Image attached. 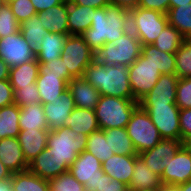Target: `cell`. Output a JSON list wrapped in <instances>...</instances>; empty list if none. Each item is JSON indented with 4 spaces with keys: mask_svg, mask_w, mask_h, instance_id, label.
Instances as JSON below:
<instances>
[{
    "mask_svg": "<svg viewBox=\"0 0 191 191\" xmlns=\"http://www.w3.org/2000/svg\"><path fill=\"white\" fill-rule=\"evenodd\" d=\"M10 67L0 58V80L9 79Z\"/></svg>",
    "mask_w": 191,
    "mask_h": 191,
    "instance_id": "f5cc1de1",
    "label": "cell"
},
{
    "mask_svg": "<svg viewBox=\"0 0 191 191\" xmlns=\"http://www.w3.org/2000/svg\"><path fill=\"white\" fill-rule=\"evenodd\" d=\"M160 177L162 184L171 185H179L191 180V151L186 145H183L168 160Z\"/></svg>",
    "mask_w": 191,
    "mask_h": 191,
    "instance_id": "5bb4252c",
    "label": "cell"
},
{
    "mask_svg": "<svg viewBox=\"0 0 191 191\" xmlns=\"http://www.w3.org/2000/svg\"><path fill=\"white\" fill-rule=\"evenodd\" d=\"M178 186L180 187L181 191H191V180L185 183L179 184Z\"/></svg>",
    "mask_w": 191,
    "mask_h": 191,
    "instance_id": "680465c9",
    "label": "cell"
},
{
    "mask_svg": "<svg viewBox=\"0 0 191 191\" xmlns=\"http://www.w3.org/2000/svg\"><path fill=\"white\" fill-rule=\"evenodd\" d=\"M88 135L77 133L67 127L49 131L47 148L49 154L69 168L80 153L86 149Z\"/></svg>",
    "mask_w": 191,
    "mask_h": 191,
    "instance_id": "5b68a950",
    "label": "cell"
},
{
    "mask_svg": "<svg viewBox=\"0 0 191 191\" xmlns=\"http://www.w3.org/2000/svg\"><path fill=\"white\" fill-rule=\"evenodd\" d=\"M13 191H49V181L33 174L29 169L17 172L10 178Z\"/></svg>",
    "mask_w": 191,
    "mask_h": 191,
    "instance_id": "1f68e13d",
    "label": "cell"
},
{
    "mask_svg": "<svg viewBox=\"0 0 191 191\" xmlns=\"http://www.w3.org/2000/svg\"><path fill=\"white\" fill-rule=\"evenodd\" d=\"M0 191H13L10 179L6 181H0Z\"/></svg>",
    "mask_w": 191,
    "mask_h": 191,
    "instance_id": "9f6ffc18",
    "label": "cell"
},
{
    "mask_svg": "<svg viewBox=\"0 0 191 191\" xmlns=\"http://www.w3.org/2000/svg\"><path fill=\"white\" fill-rule=\"evenodd\" d=\"M48 135L49 129L20 130L17 139L28 164L47 147Z\"/></svg>",
    "mask_w": 191,
    "mask_h": 191,
    "instance_id": "ac0fdd59",
    "label": "cell"
},
{
    "mask_svg": "<svg viewBox=\"0 0 191 191\" xmlns=\"http://www.w3.org/2000/svg\"><path fill=\"white\" fill-rule=\"evenodd\" d=\"M13 91L14 103L19 107L30 105L31 103H41V98L36 83L29 84L26 87H21V89Z\"/></svg>",
    "mask_w": 191,
    "mask_h": 191,
    "instance_id": "60d3db41",
    "label": "cell"
},
{
    "mask_svg": "<svg viewBox=\"0 0 191 191\" xmlns=\"http://www.w3.org/2000/svg\"><path fill=\"white\" fill-rule=\"evenodd\" d=\"M20 30V23L15 18L8 4L0 3V38L15 34Z\"/></svg>",
    "mask_w": 191,
    "mask_h": 191,
    "instance_id": "ab89813d",
    "label": "cell"
},
{
    "mask_svg": "<svg viewBox=\"0 0 191 191\" xmlns=\"http://www.w3.org/2000/svg\"><path fill=\"white\" fill-rule=\"evenodd\" d=\"M129 82L133 92V100L139 102L155 86L161 73L142 55L130 66Z\"/></svg>",
    "mask_w": 191,
    "mask_h": 191,
    "instance_id": "9c48e42d",
    "label": "cell"
},
{
    "mask_svg": "<svg viewBox=\"0 0 191 191\" xmlns=\"http://www.w3.org/2000/svg\"><path fill=\"white\" fill-rule=\"evenodd\" d=\"M142 45L132 30H128L113 42L105 43L97 52L95 60L111 65H132L141 55Z\"/></svg>",
    "mask_w": 191,
    "mask_h": 191,
    "instance_id": "3957f363",
    "label": "cell"
},
{
    "mask_svg": "<svg viewBox=\"0 0 191 191\" xmlns=\"http://www.w3.org/2000/svg\"><path fill=\"white\" fill-rule=\"evenodd\" d=\"M49 188V191H86L84 185L70 171L49 180Z\"/></svg>",
    "mask_w": 191,
    "mask_h": 191,
    "instance_id": "f35d334b",
    "label": "cell"
},
{
    "mask_svg": "<svg viewBox=\"0 0 191 191\" xmlns=\"http://www.w3.org/2000/svg\"><path fill=\"white\" fill-rule=\"evenodd\" d=\"M112 5L122 7L126 10H132L138 7L139 0H110Z\"/></svg>",
    "mask_w": 191,
    "mask_h": 191,
    "instance_id": "816d5d0a",
    "label": "cell"
},
{
    "mask_svg": "<svg viewBox=\"0 0 191 191\" xmlns=\"http://www.w3.org/2000/svg\"><path fill=\"white\" fill-rule=\"evenodd\" d=\"M0 58L11 68L35 60V48L19 30L15 34L0 38Z\"/></svg>",
    "mask_w": 191,
    "mask_h": 191,
    "instance_id": "7c38bea8",
    "label": "cell"
},
{
    "mask_svg": "<svg viewBox=\"0 0 191 191\" xmlns=\"http://www.w3.org/2000/svg\"><path fill=\"white\" fill-rule=\"evenodd\" d=\"M125 128L138 154L153 148L163 139L147 111L140 105L134 109Z\"/></svg>",
    "mask_w": 191,
    "mask_h": 191,
    "instance_id": "52a82bcc",
    "label": "cell"
},
{
    "mask_svg": "<svg viewBox=\"0 0 191 191\" xmlns=\"http://www.w3.org/2000/svg\"><path fill=\"white\" fill-rule=\"evenodd\" d=\"M141 55L146 60H149L159 70L161 75H175L176 59L174 53L163 52L153 44H147L142 45Z\"/></svg>",
    "mask_w": 191,
    "mask_h": 191,
    "instance_id": "83f0119b",
    "label": "cell"
},
{
    "mask_svg": "<svg viewBox=\"0 0 191 191\" xmlns=\"http://www.w3.org/2000/svg\"><path fill=\"white\" fill-rule=\"evenodd\" d=\"M138 7L167 14L170 8V0H139Z\"/></svg>",
    "mask_w": 191,
    "mask_h": 191,
    "instance_id": "7dc6e473",
    "label": "cell"
},
{
    "mask_svg": "<svg viewBox=\"0 0 191 191\" xmlns=\"http://www.w3.org/2000/svg\"><path fill=\"white\" fill-rule=\"evenodd\" d=\"M0 161L12 174L29 168L17 138L8 137L0 140Z\"/></svg>",
    "mask_w": 191,
    "mask_h": 191,
    "instance_id": "d6986e66",
    "label": "cell"
},
{
    "mask_svg": "<svg viewBox=\"0 0 191 191\" xmlns=\"http://www.w3.org/2000/svg\"><path fill=\"white\" fill-rule=\"evenodd\" d=\"M13 93L9 79L0 80V108L14 103Z\"/></svg>",
    "mask_w": 191,
    "mask_h": 191,
    "instance_id": "bcb514c9",
    "label": "cell"
},
{
    "mask_svg": "<svg viewBox=\"0 0 191 191\" xmlns=\"http://www.w3.org/2000/svg\"><path fill=\"white\" fill-rule=\"evenodd\" d=\"M176 59V73L179 78L191 77V39H185L174 53Z\"/></svg>",
    "mask_w": 191,
    "mask_h": 191,
    "instance_id": "74e56055",
    "label": "cell"
},
{
    "mask_svg": "<svg viewBox=\"0 0 191 191\" xmlns=\"http://www.w3.org/2000/svg\"><path fill=\"white\" fill-rule=\"evenodd\" d=\"M146 191H159V189L146 190Z\"/></svg>",
    "mask_w": 191,
    "mask_h": 191,
    "instance_id": "6125c7cd",
    "label": "cell"
},
{
    "mask_svg": "<svg viewBox=\"0 0 191 191\" xmlns=\"http://www.w3.org/2000/svg\"><path fill=\"white\" fill-rule=\"evenodd\" d=\"M159 191H181L178 185L162 184Z\"/></svg>",
    "mask_w": 191,
    "mask_h": 191,
    "instance_id": "11a10c76",
    "label": "cell"
},
{
    "mask_svg": "<svg viewBox=\"0 0 191 191\" xmlns=\"http://www.w3.org/2000/svg\"><path fill=\"white\" fill-rule=\"evenodd\" d=\"M75 107L94 110L100 101L101 94L88 81L72 78L68 83Z\"/></svg>",
    "mask_w": 191,
    "mask_h": 191,
    "instance_id": "ffe728a7",
    "label": "cell"
},
{
    "mask_svg": "<svg viewBox=\"0 0 191 191\" xmlns=\"http://www.w3.org/2000/svg\"><path fill=\"white\" fill-rule=\"evenodd\" d=\"M134 172L127 188L134 191L159 189L162 186L161 177L149 169L138 156L134 162Z\"/></svg>",
    "mask_w": 191,
    "mask_h": 191,
    "instance_id": "7402d4cb",
    "label": "cell"
},
{
    "mask_svg": "<svg viewBox=\"0 0 191 191\" xmlns=\"http://www.w3.org/2000/svg\"><path fill=\"white\" fill-rule=\"evenodd\" d=\"M20 107L13 103L0 108V140L3 138H17L19 128Z\"/></svg>",
    "mask_w": 191,
    "mask_h": 191,
    "instance_id": "d6a6232c",
    "label": "cell"
},
{
    "mask_svg": "<svg viewBox=\"0 0 191 191\" xmlns=\"http://www.w3.org/2000/svg\"><path fill=\"white\" fill-rule=\"evenodd\" d=\"M41 103H52L68 89V82L61 75L39 74L36 80Z\"/></svg>",
    "mask_w": 191,
    "mask_h": 191,
    "instance_id": "484cf974",
    "label": "cell"
},
{
    "mask_svg": "<svg viewBox=\"0 0 191 191\" xmlns=\"http://www.w3.org/2000/svg\"><path fill=\"white\" fill-rule=\"evenodd\" d=\"M176 105L180 110L191 108V77L178 80Z\"/></svg>",
    "mask_w": 191,
    "mask_h": 191,
    "instance_id": "b9f144b4",
    "label": "cell"
},
{
    "mask_svg": "<svg viewBox=\"0 0 191 191\" xmlns=\"http://www.w3.org/2000/svg\"><path fill=\"white\" fill-rule=\"evenodd\" d=\"M96 8L73 4L68 1L69 35H81L91 27L92 17Z\"/></svg>",
    "mask_w": 191,
    "mask_h": 191,
    "instance_id": "d4e9b609",
    "label": "cell"
},
{
    "mask_svg": "<svg viewBox=\"0 0 191 191\" xmlns=\"http://www.w3.org/2000/svg\"><path fill=\"white\" fill-rule=\"evenodd\" d=\"M19 128L20 130L49 129L42 103H31L20 107Z\"/></svg>",
    "mask_w": 191,
    "mask_h": 191,
    "instance_id": "f546056e",
    "label": "cell"
},
{
    "mask_svg": "<svg viewBox=\"0 0 191 191\" xmlns=\"http://www.w3.org/2000/svg\"><path fill=\"white\" fill-rule=\"evenodd\" d=\"M46 73L61 75V78L66 80L68 83L72 79V77L69 75V70L64 65V61H62L61 57H58V59L52 60L50 62L39 63V74Z\"/></svg>",
    "mask_w": 191,
    "mask_h": 191,
    "instance_id": "ee69618b",
    "label": "cell"
},
{
    "mask_svg": "<svg viewBox=\"0 0 191 191\" xmlns=\"http://www.w3.org/2000/svg\"><path fill=\"white\" fill-rule=\"evenodd\" d=\"M68 1L53 6L52 8L37 12L43 28L53 33H69L68 28Z\"/></svg>",
    "mask_w": 191,
    "mask_h": 191,
    "instance_id": "603a6c76",
    "label": "cell"
},
{
    "mask_svg": "<svg viewBox=\"0 0 191 191\" xmlns=\"http://www.w3.org/2000/svg\"><path fill=\"white\" fill-rule=\"evenodd\" d=\"M12 173L8 168L0 161V181L9 180L12 177Z\"/></svg>",
    "mask_w": 191,
    "mask_h": 191,
    "instance_id": "db71d44e",
    "label": "cell"
},
{
    "mask_svg": "<svg viewBox=\"0 0 191 191\" xmlns=\"http://www.w3.org/2000/svg\"><path fill=\"white\" fill-rule=\"evenodd\" d=\"M126 65L107 66L94 60L83 74V78L96 88L101 95L133 99Z\"/></svg>",
    "mask_w": 191,
    "mask_h": 191,
    "instance_id": "7a4b0ae2",
    "label": "cell"
},
{
    "mask_svg": "<svg viewBox=\"0 0 191 191\" xmlns=\"http://www.w3.org/2000/svg\"><path fill=\"white\" fill-rule=\"evenodd\" d=\"M191 4V0H170V8Z\"/></svg>",
    "mask_w": 191,
    "mask_h": 191,
    "instance_id": "6f0895ef",
    "label": "cell"
},
{
    "mask_svg": "<svg viewBox=\"0 0 191 191\" xmlns=\"http://www.w3.org/2000/svg\"><path fill=\"white\" fill-rule=\"evenodd\" d=\"M167 18L169 25L178 30L185 39H191V4L169 8Z\"/></svg>",
    "mask_w": 191,
    "mask_h": 191,
    "instance_id": "836d02e7",
    "label": "cell"
},
{
    "mask_svg": "<svg viewBox=\"0 0 191 191\" xmlns=\"http://www.w3.org/2000/svg\"><path fill=\"white\" fill-rule=\"evenodd\" d=\"M137 157L114 154L102 162V169L111 179L121 181L128 186L134 172L133 167Z\"/></svg>",
    "mask_w": 191,
    "mask_h": 191,
    "instance_id": "44dd1931",
    "label": "cell"
},
{
    "mask_svg": "<svg viewBox=\"0 0 191 191\" xmlns=\"http://www.w3.org/2000/svg\"><path fill=\"white\" fill-rule=\"evenodd\" d=\"M184 40V36L168 24L155 39L153 45L163 52L175 53Z\"/></svg>",
    "mask_w": 191,
    "mask_h": 191,
    "instance_id": "d590c367",
    "label": "cell"
},
{
    "mask_svg": "<svg viewBox=\"0 0 191 191\" xmlns=\"http://www.w3.org/2000/svg\"><path fill=\"white\" fill-rule=\"evenodd\" d=\"M2 3L9 4L11 2L17 1V0H1Z\"/></svg>",
    "mask_w": 191,
    "mask_h": 191,
    "instance_id": "91938a15",
    "label": "cell"
},
{
    "mask_svg": "<svg viewBox=\"0 0 191 191\" xmlns=\"http://www.w3.org/2000/svg\"><path fill=\"white\" fill-rule=\"evenodd\" d=\"M20 31L23 37L35 49L39 46L40 41L44 38L45 34L48 33V31L43 28V25L37 15L32 16L20 24Z\"/></svg>",
    "mask_w": 191,
    "mask_h": 191,
    "instance_id": "8d00e7d4",
    "label": "cell"
},
{
    "mask_svg": "<svg viewBox=\"0 0 191 191\" xmlns=\"http://www.w3.org/2000/svg\"><path fill=\"white\" fill-rule=\"evenodd\" d=\"M185 145L191 151V139Z\"/></svg>",
    "mask_w": 191,
    "mask_h": 191,
    "instance_id": "94428289",
    "label": "cell"
},
{
    "mask_svg": "<svg viewBox=\"0 0 191 191\" xmlns=\"http://www.w3.org/2000/svg\"><path fill=\"white\" fill-rule=\"evenodd\" d=\"M68 36L69 33L48 31L35 49L37 62L43 63L58 59L62 54L63 46Z\"/></svg>",
    "mask_w": 191,
    "mask_h": 191,
    "instance_id": "cb8c5ba5",
    "label": "cell"
},
{
    "mask_svg": "<svg viewBox=\"0 0 191 191\" xmlns=\"http://www.w3.org/2000/svg\"><path fill=\"white\" fill-rule=\"evenodd\" d=\"M140 106L147 111L162 138L181 139L180 109L176 104Z\"/></svg>",
    "mask_w": 191,
    "mask_h": 191,
    "instance_id": "30bf717a",
    "label": "cell"
},
{
    "mask_svg": "<svg viewBox=\"0 0 191 191\" xmlns=\"http://www.w3.org/2000/svg\"><path fill=\"white\" fill-rule=\"evenodd\" d=\"M179 123L181 140L185 145L191 139V108L180 110Z\"/></svg>",
    "mask_w": 191,
    "mask_h": 191,
    "instance_id": "f6af8a7d",
    "label": "cell"
},
{
    "mask_svg": "<svg viewBox=\"0 0 191 191\" xmlns=\"http://www.w3.org/2000/svg\"><path fill=\"white\" fill-rule=\"evenodd\" d=\"M74 108L75 104L69 89H66L52 103H44L43 110L49 125V131H55L65 127L66 120Z\"/></svg>",
    "mask_w": 191,
    "mask_h": 191,
    "instance_id": "9a60e30c",
    "label": "cell"
},
{
    "mask_svg": "<svg viewBox=\"0 0 191 191\" xmlns=\"http://www.w3.org/2000/svg\"><path fill=\"white\" fill-rule=\"evenodd\" d=\"M85 150L93 154L101 163L115 154L106 141L105 130L101 129L88 135Z\"/></svg>",
    "mask_w": 191,
    "mask_h": 191,
    "instance_id": "e575fe53",
    "label": "cell"
},
{
    "mask_svg": "<svg viewBox=\"0 0 191 191\" xmlns=\"http://www.w3.org/2000/svg\"><path fill=\"white\" fill-rule=\"evenodd\" d=\"M36 9V12H41L52 8L58 4L63 3L65 0H30Z\"/></svg>",
    "mask_w": 191,
    "mask_h": 191,
    "instance_id": "681fc988",
    "label": "cell"
},
{
    "mask_svg": "<svg viewBox=\"0 0 191 191\" xmlns=\"http://www.w3.org/2000/svg\"><path fill=\"white\" fill-rule=\"evenodd\" d=\"M178 80L176 75H161L152 90L139 101V105L176 104Z\"/></svg>",
    "mask_w": 191,
    "mask_h": 191,
    "instance_id": "2e32d148",
    "label": "cell"
},
{
    "mask_svg": "<svg viewBox=\"0 0 191 191\" xmlns=\"http://www.w3.org/2000/svg\"><path fill=\"white\" fill-rule=\"evenodd\" d=\"M129 23L130 30L140 40L141 45L153 44L169 24L167 14L142 7L129 10Z\"/></svg>",
    "mask_w": 191,
    "mask_h": 191,
    "instance_id": "8992f818",
    "label": "cell"
},
{
    "mask_svg": "<svg viewBox=\"0 0 191 191\" xmlns=\"http://www.w3.org/2000/svg\"><path fill=\"white\" fill-rule=\"evenodd\" d=\"M139 102L133 99L101 95L94 109L101 130L125 128Z\"/></svg>",
    "mask_w": 191,
    "mask_h": 191,
    "instance_id": "277c9868",
    "label": "cell"
},
{
    "mask_svg": "<svg viewBox=\"0 0 191 191\" xmlns=\"http://www.w3.org/2000/svg\"><path fill=\"white\" fill-rule=\"evenodd\" d=\"M39 75V63L37 59L11 67L9 81L13 90H19L29 84L36 83Z\"/></svg>",
    "mask_w": 191,
    "mask_h": 191,
    "instance_id": "f1b7e54d",
    "label": "cell"
},
{
    "mask_svg": "<svg viewBox=\"0 0 191 191\" xmlns=\"http://www.w3.org/2000/svg\"><path fill=\"white\" fill-rule=\"evenodd\" d=\"M124 191H134V190H131V189L127 188V189H125Z\"/></svg>",
    "mask_w": 191,
    "mask_h": 191,
    "instance_id": "be15d7a7",
    "label": "cell"
},
{
    "mask_svg": "<svg viewBox=\"0 0 191 191\" xmlns=\"http://www.w3.org/2000/svg\"><path fill=\"white\" fill-rule=\"evenodd\" d=\"M28 169L48 181L69 171V167L64 162H60L49 154L47 147L29 163Z\"/></svg>",
    "mask_w": 191,
    "mask_h": 191,
    "instance_id": "e0dca14e",
    "label": "cell"
},
{
    "mask_svg": "<svg viewBox=\"0 0 191 191\" xmlns=\"http://www.w3.org/2000/svg\"><path fill=\"white\" fill-rule=\"evenodd\" d=\"M127 185L116 179H111L107 174L101 177L100 190L95 191H124Z\"/></svg>",
    "mask_w": 191,
    "mask_h": 191,
    "instance_id": "c3c4849f",
    "label": "cell"
},
{
    "mask_svg": "<svg viewBox=\"0 0 191 191\" xmlns=\"http://www.w3.org/2000/svg\"><path fill=\"white\" fill-rule=\"evenodd\" d=\"M8 5L20 24L37 14L30 0H17Z\"/></svg>",
    "mask_w": 191,
    "mask_h": 191,
    "instance_id": "7bdbcfd3",
    "label": "cell"
},
{
    "mask_svg": "<svg viewBox=\"0 0 191 191\" xmlns=\"http://www.w3.org/2000/svg\"><path fill=\"white\" fill-rule=\"evenodd\" d=\"M105 137L111 150L117 155L138 156L137 151L128 136L126 128H113L105 130Z\"/></svg>",
    "mask_w": 191,
    "mask_h": 191,
    "instance_id": "4dcf8cb0",
    "label": "cell"
},
{
    "mask_svg": "<svg viewBox=\"0 0 191 191\" xmlns=\"http://www.w3.org/2000/svg\"><path fill=\"white\" fill-rule=\"evenodd\" d=\"M70 173L84 185L86 191L100 190L104 174L102 163L90 152L84 150L69 168Z\"/></svg>",
    "mask_w": 191,
    "mask_h": 191,
    "instance_id": "8fae6325",
    "label": "cell"
},
{
    "mask_svg": "<svg viewBox=\"0 0 191 191\" xmlns=\"http://www.w3.org/2000/svg\"><path fill=\"white\" fill-rule=\"evenodd\" d=\"M129 29V11L110 4L96 8L91 27L81 36L89 47L97 52L105 43L115 41Z\"/></svg>",
    "mask_w": 191,
    "mask_h": 191,
    "instance_id": "6da1fadb",
    "label": "cell"
},
{
    "mask_svg": "<svg viewBox=\"0 0 191 191\" xmlns=\"http://www.w3.org/2000/svg\"><path fill=\"white\" fill-rule=\"evenodd\" d=\"M73 4L89 6L92 8L106 7L111 4L110 0H70Z\"/></svg>",
    "mask_w": 191,
    "mask_h": 191,
    "instance_id": "f907efd6",
    "label": "cell"
},
{
    "mask_svg": "<svg viewBox=\"0 0 191 191\" xmlns=\"http://www.w3.org/2000/svg\"><path fill=\"white\" fill-rule=\"evenodd\" d=\"M65 127L77 133L90 135L99 130L97 118L94 110L75 107L69 118L66 120Z\"/></svg>",
    "mask_w": 191,
    "mask_h": 191,
    "instance_id": "4316f807",
    "label": "cell"
},
{
    "mask_svg": "<svg viewBox=\"0 0 191 191\" xmlns=\"http://www.w3.org/2000/svg\"><path fill=\"white\" fill-rule=\"evenodd\" d=\"M181 139L163 138L156 146L138 154L146 166L153 172L162 175L168 160L183 146Z\"/></svg>",
    "mask_w": 191,
    "mask_h": 191,
    "instance_id": "4fadbf2b",
    "label": "cell"
},
{
    "mask_svg": "<svg viewBox=\"0 0 191 191\" xmlns=\"http://www.w3.org/2000/svg\"><path fill=\"white\" fill-rule=\"evenodd\" d=\"M60 57L72 78H82L86 67L95 60V52L81 35H69Z\"/></svg>",
    "mask_w": 191,
    "mask_h": 191,
    "instance_id": "ba28073f",
    "label": "cell"
}]
</instances>
